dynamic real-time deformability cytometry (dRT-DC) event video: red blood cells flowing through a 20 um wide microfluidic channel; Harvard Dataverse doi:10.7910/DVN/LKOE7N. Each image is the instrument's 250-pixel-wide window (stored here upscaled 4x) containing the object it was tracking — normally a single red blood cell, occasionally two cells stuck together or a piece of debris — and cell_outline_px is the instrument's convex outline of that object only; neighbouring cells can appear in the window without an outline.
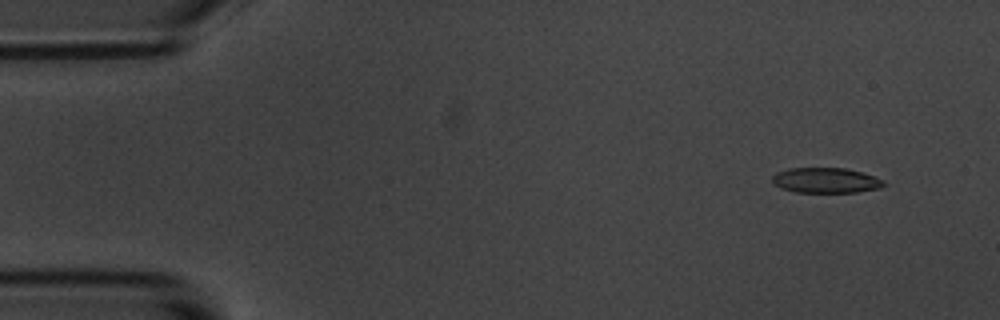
{"species": "common noctule bat (a hibernating species)", "species_latin": "Nyctalus noctula", "temperature_condition": "room temperature", "stored_images_in_passage": 9, "camera_frame_rate_fps": 3000, "um_per_image_px": 0.085, "animal": {"sex": "male", "body_mass_g": 20.1, "forearm_length_mm": 53.5}, "frame": {"image": 1, "passage_image": 1, "time_ms": 0.0, "image_size_px": [1000, 320], "cell_outline_px": [[888, 184], [880, 188], [856, 192], [796, 192], [780, 188], [772, 184], [772, 176], [776, 172], [788, 168], [844, 168], [860, 172], [884, 180]], "centroid_in_image_um": [70.16, 15.33], "position_along_channel_um": 14.8, "area_um2": 16.47}}
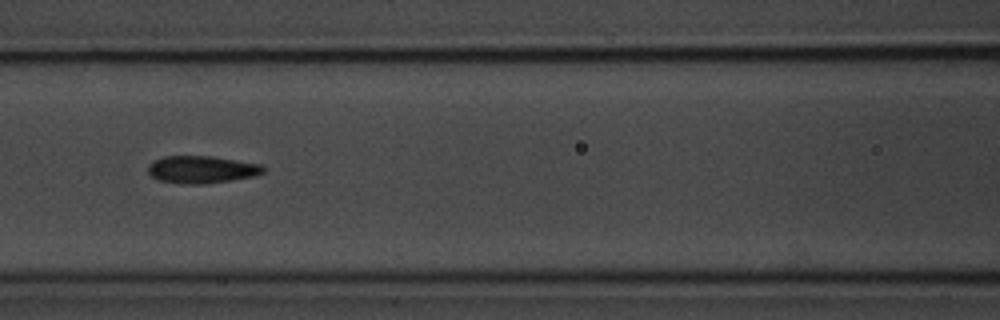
{"frame": {"image": 2, "passage_image": 7, "time_ms": 6.667, "image_size_px": [1000, 320], "cell_outline_px": [[268, 168], [264, 172], [252, 176], [232, 180], [204, 184], [180, 184], [160, 180], [152, 176], [148, 172], [148, 164], [152, 160], [164, 156], [212, 156], [260, 164]], "centroid_in_image_um": [17.13, 14.4], "position_along_channel_um": 149.5, "area_um2": 18.5}}
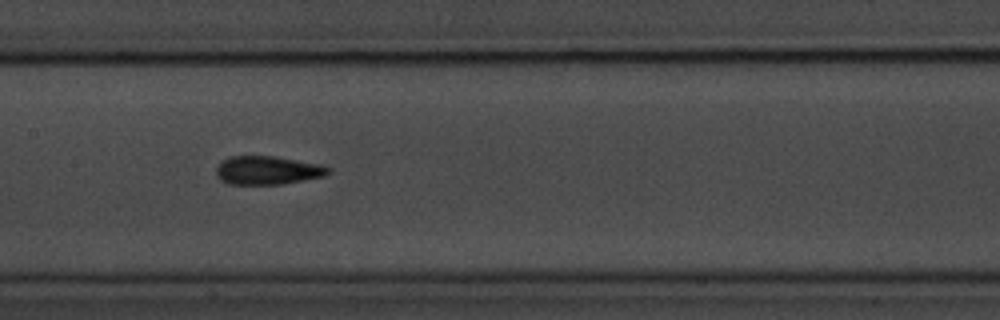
{"frame": {"image": 3, "passage_image": 8, "time_ms": 7.667, "image_size_px": [1000, 320], "cell_outline_px": [[332, 172], [324, 176], [280, 184], [228, 184], [220, 180], [216, 176], [216, 168], [224, 160], [232, 156], [272, 156], [320, 164], [332, 168]], "centroid_in_image_um": [22.75, 14.48], "position_along_channel_um": 184.6, "area_um2": 18.5}}